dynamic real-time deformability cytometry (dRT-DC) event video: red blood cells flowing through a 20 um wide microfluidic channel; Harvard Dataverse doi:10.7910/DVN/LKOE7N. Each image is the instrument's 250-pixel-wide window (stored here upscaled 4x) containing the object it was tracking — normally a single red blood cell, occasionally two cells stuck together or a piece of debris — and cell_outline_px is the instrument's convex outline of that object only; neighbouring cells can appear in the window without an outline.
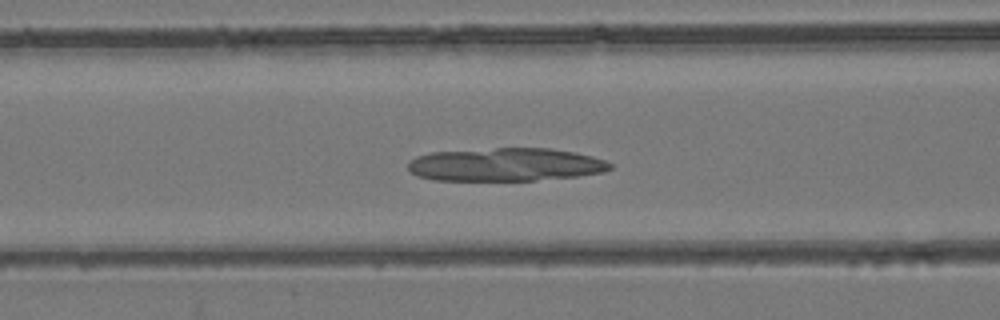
{"species": "common noctule bat (a hibernating species)", "species_latin": "Nyctalus noctula", "temperature_condition": "room temperature", "stored_images_in_passage": 54, "camera_frame_rate_fps": 3000, "um_per_image_px": 0.085, "animal": {"sex": "female", "body_mass_g": 24.6, "forearm_length_mm": 56.2}, "frame": {"image": 1, "passage_image": 22, "time_ms": 7.0, "image_size_px": [1000, 320], "cell_outline_px": [[612, 168], [604, 172], [576, 176], [536, 180], [432, 180], [420, 176], [412, 172], [408, 168], [408, 164], [416, 156], [432, 152], [496, 148], [548, 148], [576, 152], [592, 156], [604, 160], [612, 164]], "centroid_in_image_um": [43.0, 13.98], "position_along_channel_um": 123.6, "area_um2": 38.9}}
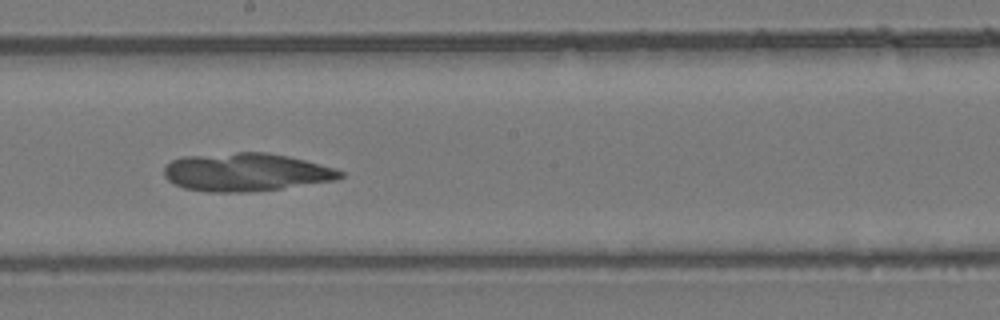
{"frame": {"image": 2, "passage_image": 30, "time_ms": 9.667, "image_size_px": [1000, 320], "cell_outline_px": [[344, 176], [336, 180], [280, 188], [248, 192], [208, 192], [184, 188], [168, 180], [164, 176], [164, 168], [172, 160], [184, 156], [236, 152], [264, 152], [288, 156], [304, 160], [332, 168], [344, 172]], "centroid_in_image_um": [20.88, 14.63], "position_along_channel_um": 227.3, "area_um2": 38.84}}
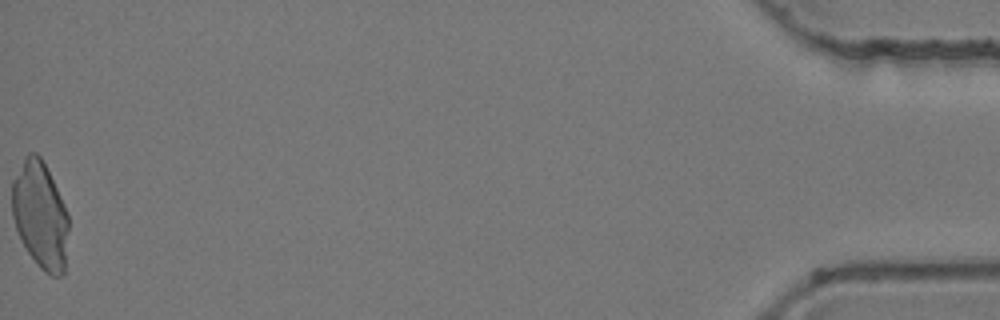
{"frame": {"image": 3, "passage_image": 54, "time_ms": 17.667, "image_size_px": [1000, 320], "cell_outline_px": [[68, 228], [64, 272], [60, 276], [52, 276], [44, 272], [36, 264], [20, 240], [12, 216], [12, 180], [24, 156], [28, 152], [36, 152], [40, 156], [68, 212]], "centroid_in_image_um": [3.4, 18.29], "position_along_channel_um": 431.8, "area_um2": 35.26}}